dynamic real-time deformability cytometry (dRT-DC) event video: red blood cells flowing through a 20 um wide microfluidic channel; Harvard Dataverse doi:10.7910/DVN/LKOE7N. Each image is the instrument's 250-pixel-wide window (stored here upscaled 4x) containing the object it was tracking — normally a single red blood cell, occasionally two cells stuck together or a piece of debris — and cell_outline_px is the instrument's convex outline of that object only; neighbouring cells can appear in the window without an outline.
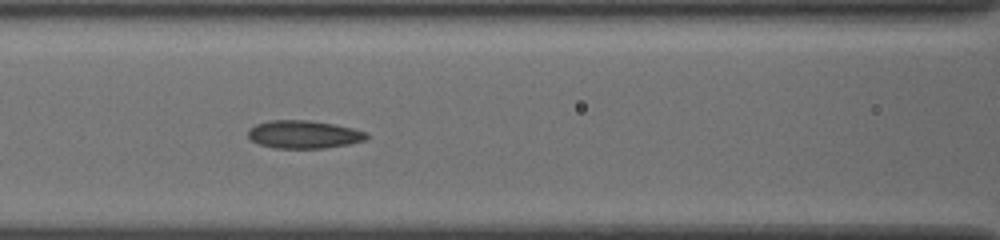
{"species": "common noctule bat (a hibernating species)", "species_latin": "Nyctalus noctula", "temperature_condition": "cold", "stored_images_in_passage": 15, "camera_frame_rate_fps": 3000, "um_per_image_px": 0.085, "animal": {"sex": "female", "body_mass_g": 19.5, "forearm_length_mm": 54.1}, "frame": {"image": 1, "passage_image": 9, "time_ms": 2.667, "image_size_px": [1000, 240], "cell_outline_px": [[368, 136], [364, 140], [348, 144], [324, 148], [272, 148], [260, 144], [252, 140], [248, 136], [248, 128], [256, 124], [268, 120], [308, 120], [336, 124], [368, 132]], "centroid_in_image_um": [25.81, 11.42], "position_along_channel_um": 140.8, "area_um2": 19.36}}
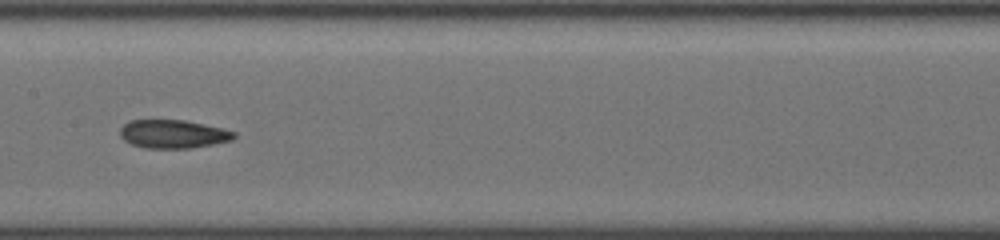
{"frame": {"image": 2, "passage_image": 13, "time_ms": 4.0, "image_size_px": [1000, 240], "cell_outline_px": [[236, 136], [232, 140], [192, 148], [144, 148], [132, 144], [124, 140], [120, 136], [120, 128], [128, 120], [184, 120], [204, 124], [236, 132]], "centroid_in_image_um": [14.69, 11.39], "position_along_channel_um": 192.7, "area_um2": 18.84}}